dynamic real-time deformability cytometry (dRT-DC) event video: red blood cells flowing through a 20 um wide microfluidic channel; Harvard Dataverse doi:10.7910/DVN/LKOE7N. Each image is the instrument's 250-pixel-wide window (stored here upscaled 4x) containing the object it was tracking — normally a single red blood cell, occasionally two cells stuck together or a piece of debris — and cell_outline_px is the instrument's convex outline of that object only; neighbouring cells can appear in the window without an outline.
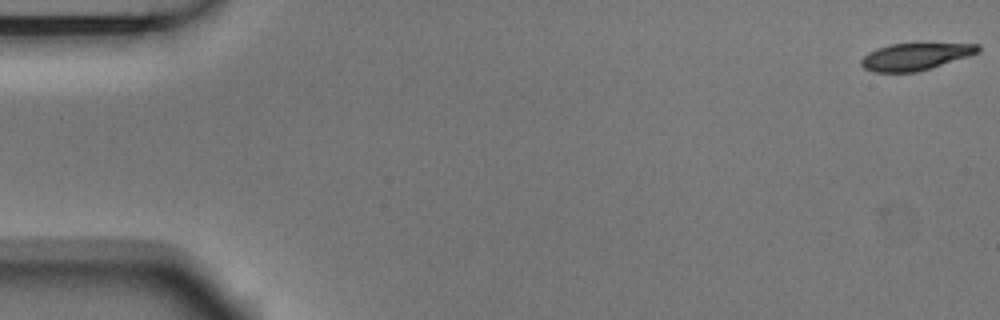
{"species": "Egyptian fruit bat (a non-hibernating species)", "species_latin": "Rousettus aegyptiacus", "temperature_condition": "room temperature", "stored_images_in_passage": 6, "segment_of_instrument_passage": [1, 2], "camera_frame_rate_fps": 3000, "um_per_image_px": 0.085, "animal": {"sex": "male"}, "frame": {"image": 1, "passage_image": 1, "time_ms": 0.0, "image_size_px": [1000, 320], "cell_outline_px": [[980, 52], [968, 56], [916, 72], [872, 72], [864, 68], [860, 64], [860, 60], [868, 52], [876, 48], [888, 44], [916, 40], [980, 44]], "centroid_in_image_um": [77.82, 4.73], "position_along_channel_um": 7.2, "area_um2": 19.54}}